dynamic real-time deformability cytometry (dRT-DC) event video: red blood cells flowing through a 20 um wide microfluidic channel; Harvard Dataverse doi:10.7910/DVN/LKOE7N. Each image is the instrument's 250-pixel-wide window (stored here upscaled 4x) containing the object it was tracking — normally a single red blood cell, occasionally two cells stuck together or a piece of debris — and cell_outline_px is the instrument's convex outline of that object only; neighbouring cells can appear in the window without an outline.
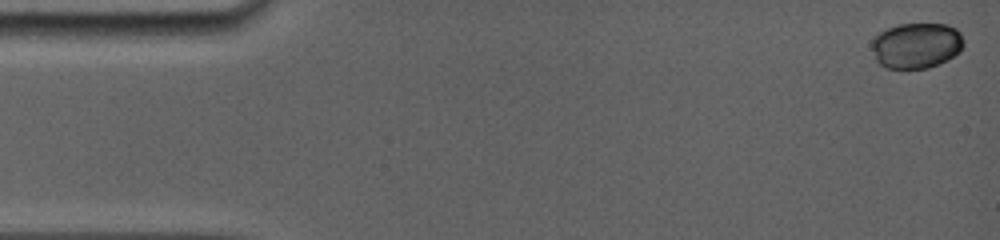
{"species": "common noctule bat (a hibernating species)", "species_latin": "Nyctalus noctula", "temperature_condition": "room temperature", "stored_images_in_passage": 59, "camera_frame_rate_fps": 5000, "um_per_image_px": 0.085, "animal": {"sex": "female", "body_mass_g": 19.0, "forearm_length_mm": 56.7}, "frame": {"image": 1, "passage_image": 1, "time_ms": 0.0, "image_size_px": [1000, 240], "cell_outline_px": [[964, 44], [960, 52], [948, 60], [928, 68], [888, 68], [880, 64], [876, 60], [872, 48], [872, 40], [880, 32], [888, 28], [900, 24], [948, 24], [956, 28], [960, 32], [964, 40]], "centroid_in_image_um": [77.93, 3.86], "position_along_channel_um": 7.1, "area_um2": 24.51}}
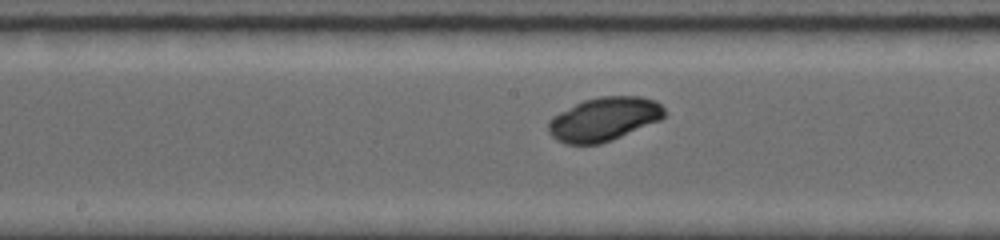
{"frame": {"image": 2, "passage_image": 32, "time_ms": 8.2, "image_size_px": [1000, 240], "cell_outline_px": [[664, 116], [660, 120], [612, 140], [600, 144], [564, 144], [556, 140], [548, 132], [548, 120], [552, 116], [584, 100], [600, 96], [640, 96], [656, 100], [664, 108]], "centroid_in_image_um": [51.32, 10.13], "position_along_channel_um": 196.9, "area_um2": 29.54}}
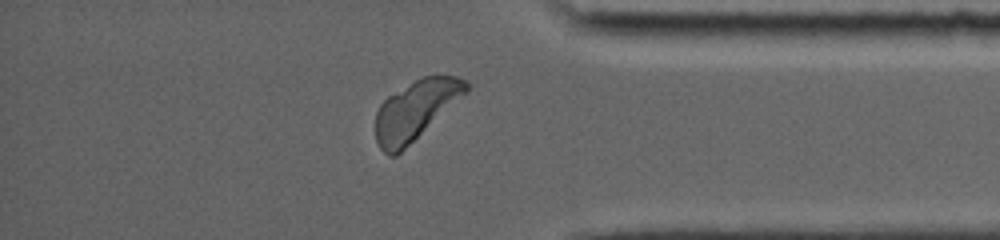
{"frame": {"image": 3, "passage_image": 56, "time_ms": 13.6, "image_size_px": [1000, 240], "cell_outline_px": [[468, 92], [396, 156], [388, 156], [380, 148], [376, 140], [376, 112], [380, 104], [388, 96], [416, 80], [424, 76], [456, 76], [464, 80], [468, 84]], "centroid_in_image_um": [35.31, 9.38], "position_along_channel_um": 399.9, "area_um2": 30.81}}